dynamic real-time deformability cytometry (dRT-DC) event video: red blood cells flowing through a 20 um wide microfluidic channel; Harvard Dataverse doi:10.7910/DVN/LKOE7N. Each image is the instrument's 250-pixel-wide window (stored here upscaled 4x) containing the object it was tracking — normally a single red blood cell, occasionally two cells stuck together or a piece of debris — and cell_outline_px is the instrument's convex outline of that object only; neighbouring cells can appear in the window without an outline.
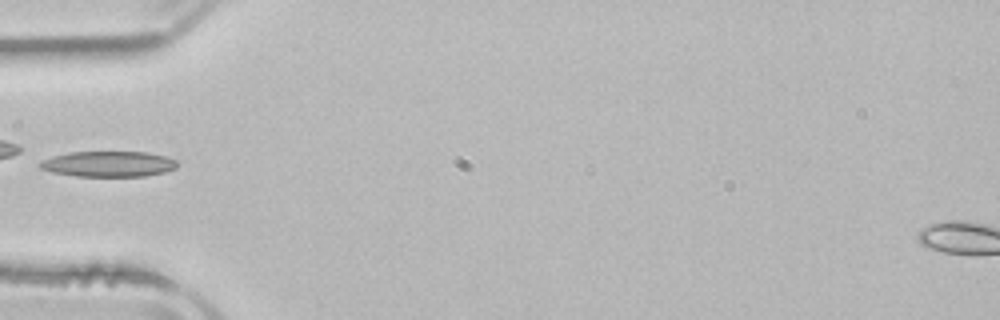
{"species": "common noctule bat (a hibernating species)", "species_latin": "Nyctalus noctula", "temperature_condition": "room temperature", "stored_images_in_passage": 28, "camera_frame_rate_fps": 3000, "um_per_image_px": 0.085, "animal": {"sex": "male", "body_mass_g": 21.5, "forearm_length_mm": 52.0}, "frame": {"image": 1, "passage_image": 1, "time_ms": 0.0, "image_size_px": [1000, 320], "cell_outline_px": [[176, 168], [164, 172], [144, 176], [76, 176], [52, 172], [40, 168], [36, 164], [40, 160], [52, 156], [68, 152], [148, 152], [168, 156], [176, 160]], "centroid_in_image_um": [9.18, 13.93], "position_along_channel_um": 75.8, "area_um2": 20.63}}
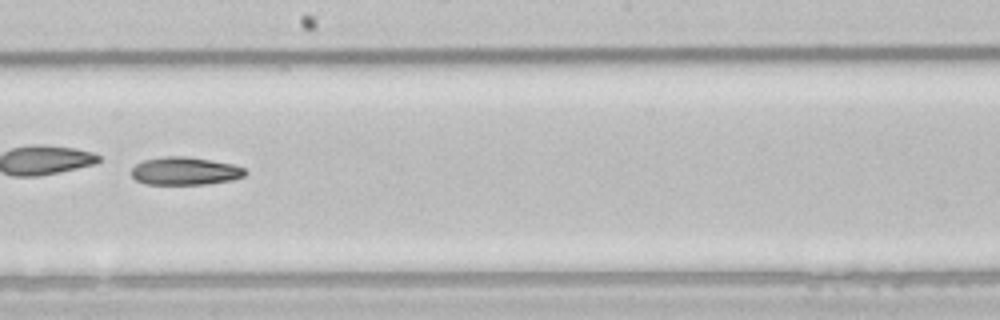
{"frame": {"image": 2, "passage_image": 13, "time_ms": 4.0, "image_size_px": [1000, 320], "cell_outline_px": [[248, 172], [244, 176], [232, 180], [208, 184], [144, 184], [136, 180], [132, 176], [132, 168], [136, 164], [144, 160], [164, 156], [188, 156], [212, 160], [232, 164], [244, 168]], "centroid_in_image_um": [15.74, 14.53], "position_along_channel_um": 232.5, "area_um2": 18.61}}